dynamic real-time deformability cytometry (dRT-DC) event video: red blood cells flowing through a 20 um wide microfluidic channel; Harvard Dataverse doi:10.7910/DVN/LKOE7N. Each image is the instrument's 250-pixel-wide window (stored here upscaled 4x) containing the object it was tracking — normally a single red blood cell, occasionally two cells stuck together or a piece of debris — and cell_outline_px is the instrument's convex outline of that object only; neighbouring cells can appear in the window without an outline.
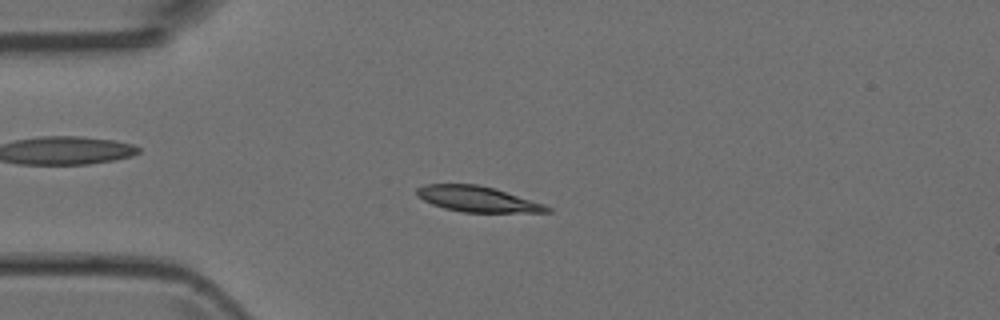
{"species": "Egyptian fruit bat (a non-hibernating species)", "species_latin": "Rousettus aegyptiacus", "temperature_condition": "room temperature", "stored_images_in_passage": 19, "camera_frame_rate_fps": 3000, "um_per_image_px": 0.085, "animal": {"sex": "female"}, "frame": {"image": 1, "passage_image": 11, "time_ms": 3.333, "image_size_px": [1000, 320], "cell_outline_px": [[552, 212], [464, 212], [444, 208], [432, 204], [416, 196], [416, 188], [424, 184], [476, 184], [492, 188], [544, 204], [552, 208]], "centroid_in_image_um": [40.54, 16.92], "position_along_channel_um": 44.5, "area_um2": 19.19}}
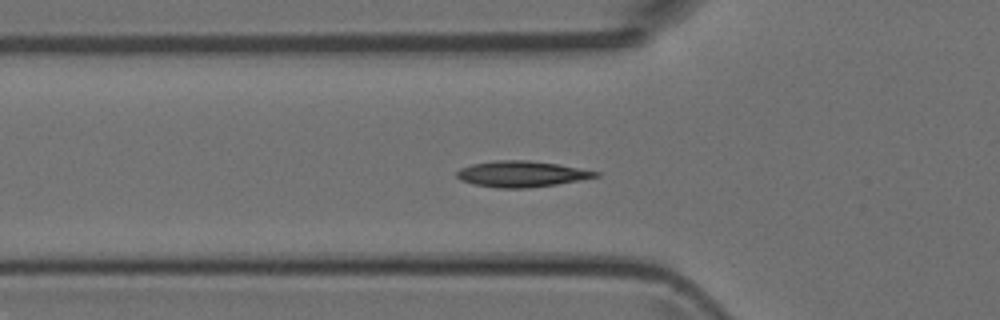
{"frame": {"image": 2, "passage_image": 15, "time_ms": 4.667, "image_size_px": [1000, 320], "cell_outline_px": [[600, 176], [580, 180], [556, 184], [528, 188], [496, 188], [472, 184], [460, 180], [456, 176], [456, 172], [460, 168], [472, 164], [496, 160], [528, 160], [556, 164], [600, 172]], "centroid_in_image_um": [44.29, 14.79], "position_along_channel_um": 81.5, "area_um2": 20.98}}
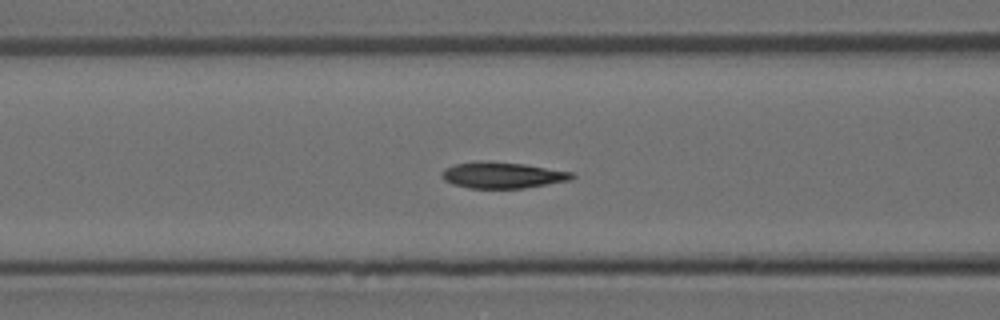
{"frame": {"image": 3, "passage_image": 18, "time_ms": 5.667, "image_size_px": [1000, 320], "cell_outline_px": [[576, 176], [572, 180], [524, 188], [468, 188], [452, 184], [444, 180], [440, 176], [440, 172], [444, 168], [456, 164], [484, 160], [488, 160], [524, 164], [572, 172]], "centroid_in_image_um": [42.68, 14.88], "position_along_channel_um": 123.9, "area_um2": 20.06}}